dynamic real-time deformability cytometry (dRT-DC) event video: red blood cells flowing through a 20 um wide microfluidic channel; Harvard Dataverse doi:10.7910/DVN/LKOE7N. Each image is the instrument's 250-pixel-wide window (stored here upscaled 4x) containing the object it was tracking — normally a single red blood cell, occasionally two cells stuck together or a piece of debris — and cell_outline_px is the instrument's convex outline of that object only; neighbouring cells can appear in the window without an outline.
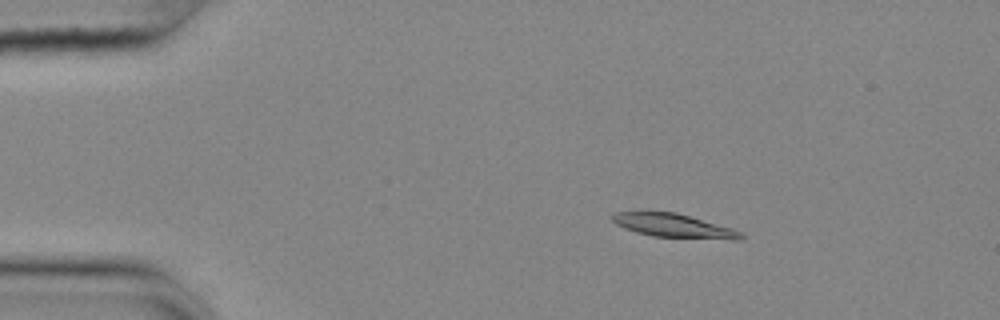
{"species": "common noctule bat (a hibernating species)", "species_latin": "Nyctalus noctula", "temperature_condition": "cold", "stored_images_in_passage": 47, "camera_frame_rate_fps": 3000, "um_per_image_px": 0.085, "animal": {"sex": "female", "body_mass_g": 25.1}, "frame": {"image": 1, "passage_image": 1, "time_ms": 0.0, "image_size_px": [1000, 320], "cell_outline_px": [[744, 236], [740, 240], [732, 240], [652, 236], [636, 232], [624, 228], [616, 224], [612, 220], [612, 216], [616, 212], [640, 208], [676, 212], [732, 228], [740, 232]], "centroid_in_image_um": [57.17, 19.13], "position_along_channel_um": 27.8, "area_um2": 18.5}}
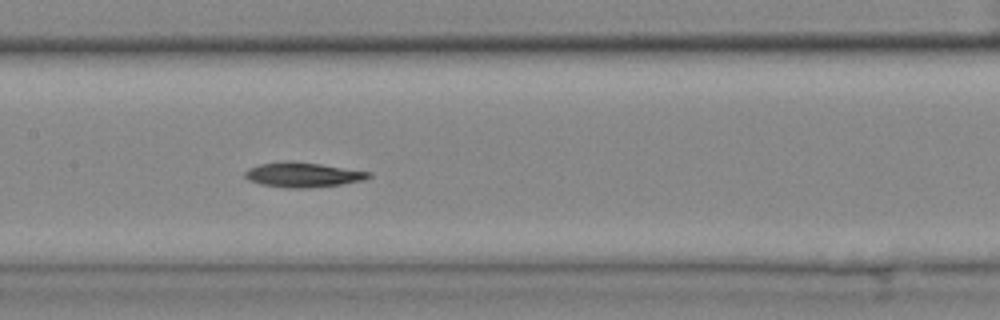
{"frame": {"image": 2, "passage_image": 19, "time_ms": 6.0, "image_size_px": [1000, 320], "cell_outline_px": [[372, 176], [364, 180], [340, 184], [304, 188], [288, 188], [260, 184], [248, 180], [244, 176], [244, 172], [248, 168], [260, 164], [284, 160], [292, 160], [320, 164], [372, 172]], "centroid_in_image_um": [25.71, 14.84], "position_along_channel_um": 181.7, "area_um2": 17.98}}
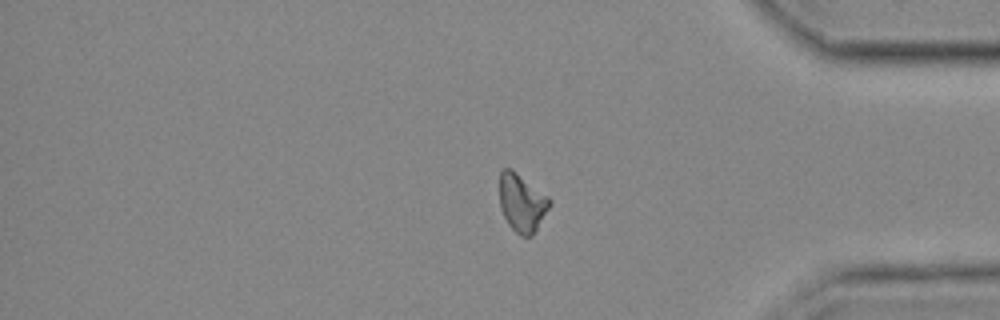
{"frame": {"image": 3, "passage_image": 38, "time_ms": 12.333, "image_size_px": [1000, 320], "cell_outline_px": [[552, 204], [532, 236], [520, 236], [508, 224], [500, 208], [500, 172], [504, 168], [512, 168], [548, 196], [552, 200]], "centroid_in_image_um": [44.37, 17.23], "position_along_channel_um": 390.8, "area_um2": 16.99}}